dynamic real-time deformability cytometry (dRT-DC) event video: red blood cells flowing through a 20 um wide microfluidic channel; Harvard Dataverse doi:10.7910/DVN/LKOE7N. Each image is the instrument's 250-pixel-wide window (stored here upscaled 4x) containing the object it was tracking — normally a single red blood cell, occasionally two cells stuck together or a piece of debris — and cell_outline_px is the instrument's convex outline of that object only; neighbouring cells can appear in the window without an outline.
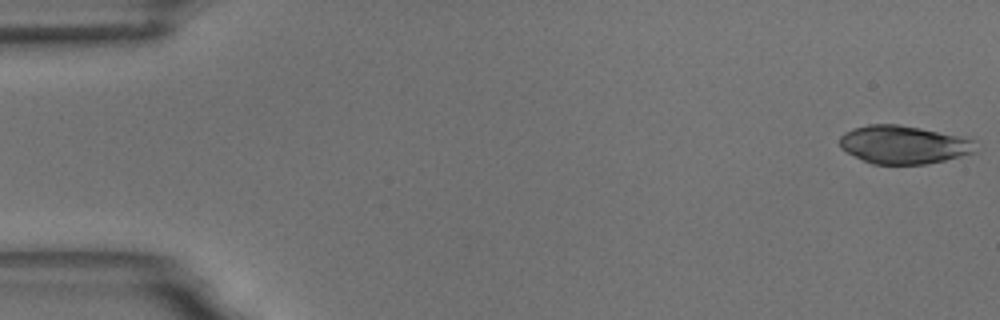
{"species": "common noctule bat (a hibernating species)", "species_latin": "Nyctalus noctula", "temperature_condition": "room temperature", "stored_images_in_passage": 55, "camera_frame_rate_fps": 3000, "um_per_image_px": 0.085, "animal": {"sex": "male", "body_mass_g": 18.8}, "frame": {"image": 1, "passage_image": 1, "time_ms": 0.0, "image_size_px": [1000, 320], "cell_outline_px": [[976, 152], [928, 164], [872, 164], [840, 148], [840, 136], [844, 132], [852, 128], [868, 124], [900, 124], [920, 128], [976, 140]], "centroid_in_image_um": [76.8, 12.29], "position_along_channel_um": 8.2, "area_um2": 30.17}}
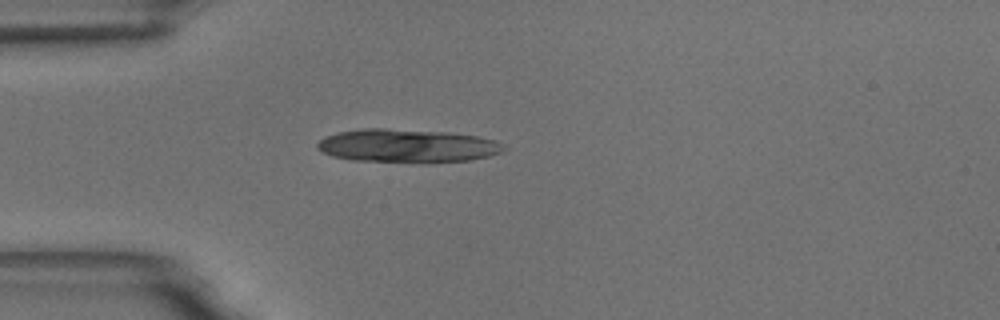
{"frame": {"image": 2, "passage_image": 15, "time_ms": 4.667, "image_size_px": [1000, 320], "cell_outline_px": [[508, 148], [500, 152], [488, 156], [472, 160], [352, 160], [332, 156], [316, 148], [316, 144], [324, 136], [340, 132], [364, 128], [384, 128], [448, 132], [476, 136], [496, 140], [504, 144]], "centroid_in_image_um": [34.61, 12.35], "position_along_channel_um": 50.4, "area_um2": 35.2}}